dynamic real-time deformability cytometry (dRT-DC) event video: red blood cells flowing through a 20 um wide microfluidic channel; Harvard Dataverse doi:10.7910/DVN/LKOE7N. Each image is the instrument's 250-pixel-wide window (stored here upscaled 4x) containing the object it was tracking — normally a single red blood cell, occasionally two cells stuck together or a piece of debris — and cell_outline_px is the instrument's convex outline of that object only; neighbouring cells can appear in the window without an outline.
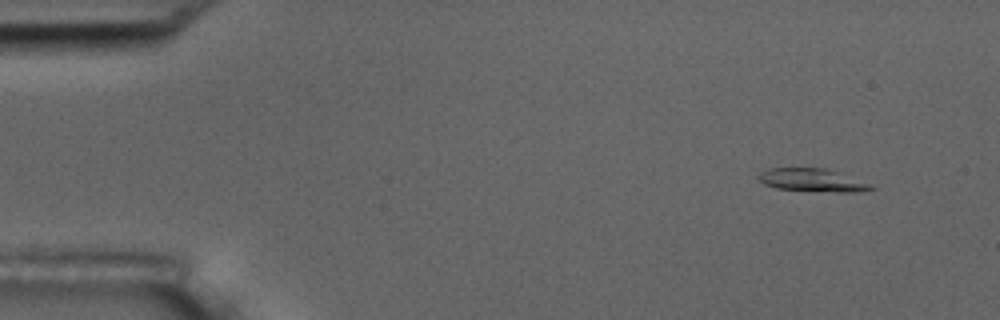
{"species": "common noctule bat (a hibernating species)", "species_latin": "Nyctalus noctula", "temperature_condition": "room temperature", "stored_images_in_passage": 6, "camera_frame_rate_fps": 3000, "um_per_image_px": 0.085, "animal": {"sex": "male", "body_mass_g": 17.5, "forearm_length_mm": 52.3}, "frame": {"image": 1, "passage_image": 1, "time_ms": 0.0, "image_size_px": [1000, 320], "cell_outline_px": [[876, 188], [856, 192], [840, 192], [776, 188], [764, 184], [756, 176], [760, 172], [768, 168], [824, 168], [836, 172], [868, 184]], "centroid_in_image_um": [68.95, 15.31], "position_along_channel_um": 16.1, "area_um2": 14.57}}